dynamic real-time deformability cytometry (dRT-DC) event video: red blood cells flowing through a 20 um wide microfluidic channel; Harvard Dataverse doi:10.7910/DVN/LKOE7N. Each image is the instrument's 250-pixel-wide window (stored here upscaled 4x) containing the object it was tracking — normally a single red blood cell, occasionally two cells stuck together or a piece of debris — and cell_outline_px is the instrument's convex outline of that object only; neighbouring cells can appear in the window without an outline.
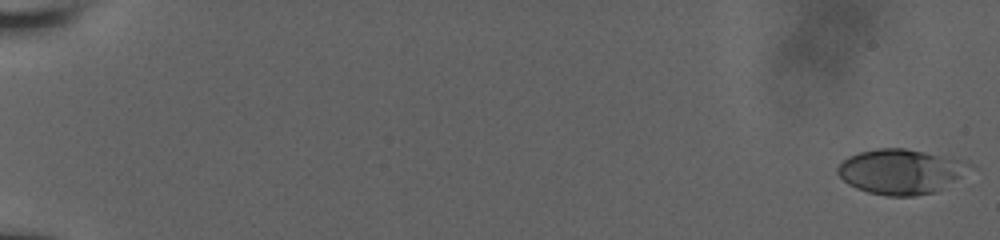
{"species": "human", "species_latin": "Homo sapiens", "temperature_condition": "room temperature", "stored_images_in_passage": 49, "camera_frame_rate_fps": 3000, "um_per_image_px": 0.085, "donor": {"sex": "male"}, "frame": {"image": 1, "passage_image": 1, "time_ms": 0.0, "image_size_px": [1000, 240], "cell_outline_px": [[976, 168], [936, 192], [912, 196], [888, 196], [868, 192], [856, 188], [848, 184], [836, 172], [836, 168], [848, 156], [860, 152], [876, 148], [904, 148], [968, 160], [976, 164]], "centroid_in_image_um": [76.65, 14.57], "position_along_channel_um": 8.3, "area_um2": 35.08}}
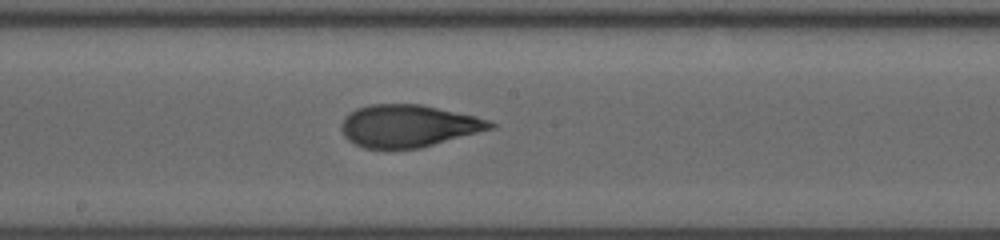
{"frame": {"image": 2, "passage_image": 29, "time_ms": 10.667, "image_size_px": [1000, 240], "cell_outline_px": [[496, 128], [420, 148], [364, 148], [348, 140], [344, 136], [340, 128], [340, 124], [344, 116], [356, 108], [368, 104], [420, 104], [476, 116], [488, 120], [496, 124]], "centroid_in_image_um": [34.7, 10.69], "position_along_channel_um": 213.5, "area_um2": 36.88}}
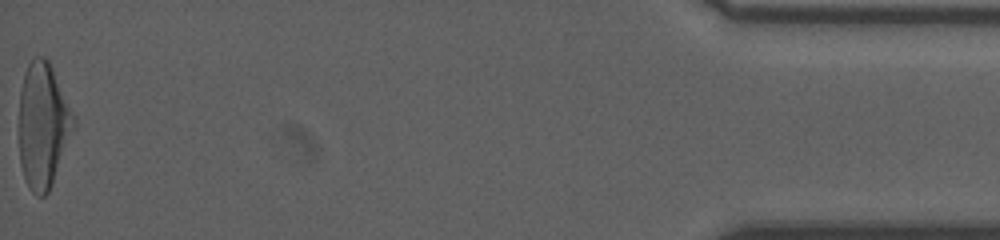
{"frame": {"image": 3, "passage_image": 49, "time_ms": 18.333, "image_size_px": [1000, 240], "cell_outline_px": [[76, 124], [52, 184], [48, 192], [44, 196], [36, 196], [28, 188], [20, 164], [20, 92], [24, 76], [28, 64], [32, 56], [44, 56], [48, 60], [76, 116]], "centroid_in_image_um": [3.68, 10.65], "position_along_channel_um": 431.5, "area_um2": 39.82}}